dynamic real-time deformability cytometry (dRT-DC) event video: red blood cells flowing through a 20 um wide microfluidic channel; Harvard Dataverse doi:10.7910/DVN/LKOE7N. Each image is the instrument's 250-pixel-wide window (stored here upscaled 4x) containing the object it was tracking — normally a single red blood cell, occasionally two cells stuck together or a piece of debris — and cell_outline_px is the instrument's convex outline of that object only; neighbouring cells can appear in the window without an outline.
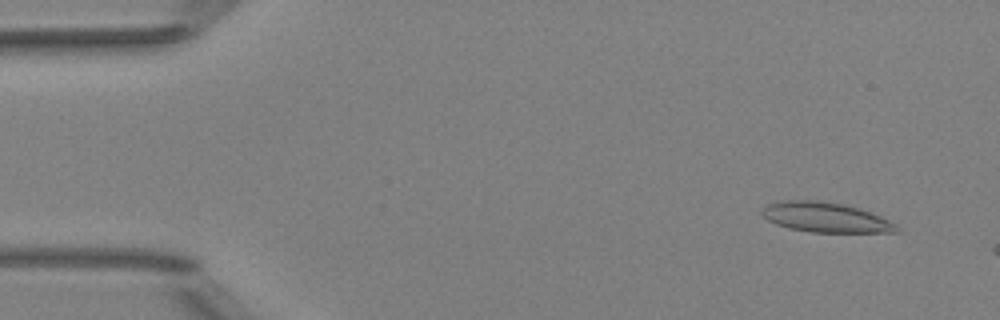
{"species": "Egyptian fruit bat (a non-hibernating species)", "species_latin": "Rousettus aegyptiacus", "temperature_condition": "room temperature", "stored_images_in_passage": 12, "camera_frame_rate_fps": 3000, "um_per_image_px": 0.085, "animal": {"sex": "female"}, "frame": {"image": 1, "passage_image": 4, "time_ms": 1.0, "image_size_px": [1000, 320], "cell_outline_px": [[900, 232], [812, 232], [788, 228], [776, 224], [768, 220], [760, 212], [768, 204], [780, 200], [816, 200], [848, 204], [860, 208], [880, 216], [896, 224], [900, 228]], "centroid_in_image_um": [70.19, 18.46], "position_along_channel_um": 14.8, "area_um2": 23.58}}